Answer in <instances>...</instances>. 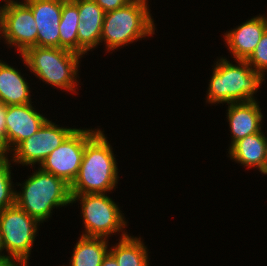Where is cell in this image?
<instances>
[{
	"label": "cell",
	"mask_w": 267,
	"mask_h": 266,
	"mask_svg": "<svg viewBox=\"0 0 267 266\" xmlns=\"http://www.w3.org/2000/svg\"><path fill=\"white\" fill-rule=\"evenodd\" d=\"M112 147L99 130L85 145L79 173L70 186L71 194H96L114 190L118 168Z\"/></svg>",
	"instance_id": "6da1fadb"
},
{
	"label": "cell",
	"mask_w": 267,
	"mask_h": 266,
	"mask_svg": "<svg viewBox=\"0 0 267 266\" xmlns=\"http://www.w3.org/2000/svg\"><path fill=\"white\" fill-rule=\"evenodd\" d=\"M236 63L238 65L226 58L216 62L209 80L208 103L230 104L256 100L254 94L265 80V75L256 72L246 60L238 59Z\"/></svg>",
	"instance_id": "7a4b0ae2"
},
{
	"label": "cell",
	"mask_w": 267,
	"mask_h": 266,
	"mask_svg": "<svg viewBox=\"0 0 267 266\" xmlns=\"http://www.w3.org/2000/svg\"><path fill=\"white\" fill-rule=\"evenodd\" d=\"M19 185L22 192H15V204L39 223L50 217L54 207L72 204L70 185L40 168Z\"/></svg>",
	"instance_id": "3957f363"
},
{
	"label": "cell",
	"mask_w": 267,
	"mask_h": 266,
	"mask_svg": "<svg viewBox=\"0 0 267 266\" xmlns=\"http://www.w3.org/2000/svg\"><path fill=\"white\" fill-rule=\"evenodd\" d=\"M147 4V0H132L105 13L100 42H105L108 51L154 34L155 25Z\"/></svg>",
	"instance_id": "277c9868"
},
{
	"label": "cell",
	"mask_w": 267,
	"mask_h": 266,
	"mask_svg": "<svg viewBox=\"0 0 267 266\" xmlns=\"http://www.w3.org/2000/svg\"><path fill=\"white\" fill-rule=\"evenodd\" d=\"M21 57L31 72L42 81L76 93L78 74V53L55 47L33 46L26 49Z\"/></svg>",
	"instance_id": "5b68a950"
},
{
	"label": "cell",
	"mask_w": 267,
	"mask_h": 266,
	"mask_svg": "<svg viewBox=\"0 0 267 266\" xmlns=\"http://www.w3.org/2000/svg\"><path fill=\"white\" fill-rule=\"evenodd\" d=\"M71 196L72 203L79 200L82 206L81 216L85 228L82 236L109 238L111 234L120 233L127 226L123 213L107 194H71Z\"/></svg>",
	"instance_id": "8992f818"
},
{
	"label": "cell",
	"mask_w": 267,
	"mask_h": 266,
	"mask_svg": "<svg viewBox=\"0 0 267 266\" xmlns=\"http://www.w3.org/2000/svg\"><path fill=\"white\" fill-rule=\"evenodd\" d=\"M39 224L16 204L0 211V236L6 256L27 265Z\"/></svg>",
	"instance_id": "52a82bcc"
},
{
	"label": "cell",
	"mask_w": 267,
	"mask_h": 266,
	"mask_svg": "<svg viewBox=\"0 0 267 266\" xmlns=\"http://www.w3.org/2000/svg\"><path fill=\"white\" fill-rule=\"evenodd\" d=\"M99 130L75 129L43 160L40 169L71 186L79 173L85 145Z\"/></svg>",
	"instance_id": "ba28073f"
},
{
	"label": "cell",
	"mask_w": 267,
	"mask_h": 266,
	"mask_svg": "<svg viewBox=\"0 0 267 266\" xmlns=\"http://www.w3.org/2000/svg\"><path fill=\"white\" fill-rule=\"evenodd\" d=\"M1 11L2 36L8 46L17 47L19 53L36 46L37 26L31 9L23 2L5 3Z\"/></svg>",
	"instance_id": "9c48e42d"
},
{
	"label": "cell",
	"mask_w": 267,
	"mask_h": 266,
	"mask_svg": "<svg viewBox=\"0 0 267 266\" xmlns=\"http://www.w3.org/2000/svg\"><path fill=\"white\" fill-rule=\"evenodd\" d=\"M76 128L58 127L47 120L37 132L20 142L12 151V162L24 165H39L56 149Z\"/></svg>",
	"instance_id": "30bf717a"
},
{
	"label": "cell",
	"mask_w": 267,
	"mask_h": 266,
	"mask_svg": "<svg viewBox=\"0 0 267 266\" xmlns=\"http://www.w3.org/2000/svg\"><path fill=\"white\" fill-rule=\"evenodd\" d=\"M37 26L36 46L60 48L59 24L63 0H25Z\"/></svg>",
	"instance_id": "8fae6325"
},
{
	"label": "cell",
	"mask_w": 267,
	"mask_h": 266,
	"mask_svg": "<svg viewBox=\"0 0 267 266\" xmlns=\"http://www.w3.org/2000/svg\"><path fill=\"white\" fill-rule=\"evenodd\" d=\"M48 119L37 112L32 103L7 106L6 144L12 150L37 132Z\"/></svg>",
	"instance_id": "7c38bea8"
},
{
	"label": "cell",
	"mask_w": 267,
	"mask_h": 266,
	"mask_svg": "<svg viewBox=\"0 0 267 266\" xmlns=\"http://www.w3.org/2000/svg\"><path fill=\"white\" fill-rule=\"evenodd\" d=\"M78 6V54H86L100 44L105 12L94 0H73Z\"/></svg>",
	"instance_id": "4fadbf2b"
},
{
	"label": "cell",
	"mask_w": 267,
	"mask_h": 266,
	"mask_svg": "<svg viewBox=\"0 0 267 266\" xmlns=\"http://www.w3.org/2000/svg\"><path fill=\"white\" fill-rule=\"evenodd\" d=\"M267 29V17L256 16L225 33V41L235 60H246Z\"/></svg>",
	"instance_id": "5bb4252c"
},
{
	"label": "cell",
	"mask_w": 267,
	"mask_h": 266,
	"mask_svg": "<svg viewBox=\"0 0 267 266\" xmlns=\"http://www.w3.org/2000/svg\"><path fill=\"white\" fill-rule=\"evenodd\" d=\"M227 119L232 134L230 147L236 141L262 131L263 115L256 100L230 103L228 105Z\"/></svg>",
	"instance_id": "9a60e30c"
},
{
	"label": "cell",
	"mask_w": 267,
	"mask_h": 266,
	"mask_svg": "<svg viewBox=\"0 0 267 266\" xmlns=\"http://www.w3.org/2000/svg\"><path fill=\"white\" fill-rule=\"evenodd\" d=\"M258 132L236 141L229 147L230 159L267 174V137Z\"/></svg>",
	"instance_id": "2e32d148"
},
{
	"label": "cell",
	"mask_w": 267,
	"mask_h": 266,
	"mask_svg": "<svg viewBox=\"0 0 267 266\" xmlns=\"http://www.w3.org/2000/svg\"><path fill=\"white\" fill-rule=\"evenodd\" d=\"M25 80L18 70L0 60V104L31 103L29 85Z\"/></svg>",
	"instance_id": "e0dca14e"
},
{
	"label": "cell",
	"mask_w": 267,
	"mask_h": 266,
	"mask_svg": "<svg viewBox=\"0 0 267 266\" xmlns=\"http://www.w3.org/2000/svg\"><path fill=\"white\" fill-rule=\"evenodd\" d=\"M73 249L70 266H101L109 253L108 239L103 237L80 236Z\"/></svg>",
	"instance_id": "ac0fdd59"
},
{
	"label": "cell",
	"mask_w": 267,
	"mask_h": 266,
	"mask_svg": "<svg viewBox=\"0 0 267 266\" xmlns=\"http://www.w3.org/2000/svg\"><path fill=\"white\" fill-rule=\"evenodd\" d=\"M147 247L141 238H134L122 231L121 238L109 253L115 258L118 266H148Z\"/></svg>",
	"instance_id": "d6986e66"
},
{
	"label": "cell",
	"mask_w": 267,
	"mask_h": 266,
	"mask_svg": "<svg viewBox=\"0 0 267 266\" xmlns=\"http://www.w3.org/2000/svg\"><path fill=\"white\" fill-rule=\"evenodd\" d=\"M78 6L73 0H63L62 14L59 24L60 48L78 53L79 23Z\"/></svg>",
	"instance_id": "ffe728a7"
},
{
	"label": "cell",
	"mask_w": 267,
	"mask_h": 266,
	"mask_svg": "<svg viewBox=\"0 0 267 266\" xmlns=\"http://www.w3.org/2000/svg\"><path fill=\"white\" fill-rule=\"evenodd\" d=\"M10 160L0 161V211L15 205V190L12 188Z\"/></svg>",
	"instance_id": "44dd1931"
},
{
	"label": "cell",
	"mask_w": 267,
	"mask_h": 266,
	"mask_svg": "<svg viewBox=\"0 0 267 266\" xmlns=\"http://www.w3.org/2000/svg\"><path fill=\"white\" fill-rule=\"evenodd\" d=\"M246 62L256 71L265 75L267 72V29L258 42L251 55Z\"/></svg>",
	"instance_id": "7402d4cb"
},
{
	"label": "cell",
	"mask_w": 267,
	"mask_h": 266,
	"mask_svg": "<svg viewBox=\"0 0 267 266\" xmlns=\"http://www.w3.org/2000/svg\"><path fill=\"white\" fill-rule=\"evenodd\" d=\"M105 13L114 11L130 3L132 0H94Z\"/></svg>",
	"instance_id": "603a6c76"
},
{
	"label": "cell",
	"mask_w": 267,
	"mask_h": 266,
	"mask_svg": "<svg viewBox=\"0 0 267 266\" xmlns=\"http://www.w3.org/2000/svg\"><path fill=\"white\" fill-rule=\"evenodd\" d=\"M6 114H7V106L4 104H0V135L5 139L6 142Z\"/></svg>",
	"instance_id": "cb8c5ba5"
},
{
	"label": "cell",
	"mask_w": 267,
	"mask_h": 266,
	"mask_svg": "<svg viewBox=\"0 0 267 266\" xmlns=\"http://www.w3.org/2000/svg\"><path fill=\"white\" fill-rule=\"evenodd\" d=\"M0 266H28V265H26L21 260L5 256L0 258Z\"/></svg>",
	"instance_id": "d4e9b609"
},
{
	"label": "cell",
	"mask_w": 267,
	"mask_h": 266,
	"mask_svg": "<svg viewBox=\"0 0 267 266\" xmlns=\"http://www.w3.org/2000/svg\"><path fill=\"white\" fill-rule=\"evenodd\" d=\"M9 151L11 152L5 142V139L0 135V161L8 159L7 153Z\"/></svg>",
	"instance_id": "484cf974"
},
{
	"label": "cell",
	"mask_w": 267,
	"mask_h": 266,
	"mask_svg": "<svg viewBox=\"0 0 267 266\" xmlns=\"http://www.w3.org/2000/svg\"><path fill=\"white\" fill-rule=\"evenodd\" d=\"M101 266H118V264L115 258L110 253H108L102 261Z\"/></svg>",
	"instance_id": "4316f807"
},
{
	"label": "cell",
	"mask_w": 267,
	"mask_h": 266,
	"mask_svg": "<svg viewBox=\"0 0 267 266\" xmlns=\"http://www.w3.org/2000/svg\"><path fill=\"white\" fill-rule=\"evenodd\" d=\"M3 251L2 248V243H1V236H0V258L5 257L6 255H4V253L2 254L1 252Z\"/></svg>",
	"instance_id": "83f0119b"
},
{
	"label": "cell",
	"mask_w": 267,
	"mask_h": 266,
	"mask_svg": "<svg viewBox=\"0 0 267 266\" xmlns=\"http://www.w3.org/2000/svg\"><path fill=\"white\" fill-rule=\"evenodd\" d=\"M0 34H2V29H1V11H0ZM2 37V36H0Z\"/></svg>",
	"instance_id": "f1b7e54d"
},
{
	"label": "cell",
	"mask_w": 267,
	"mask_h": 266,
	"mask_svg": "<svg viewBox=\"0 0 267 266\" xmlns=\"http://www.w3.org/2000/svg\"><path fill=\"white\" fill-rule=\"evenodd\" d=\"M12 1H15V0H5V2L7 3L12 2Z\"/></svg>",
	"instance_id": "f546056e"
}]
</instances>
